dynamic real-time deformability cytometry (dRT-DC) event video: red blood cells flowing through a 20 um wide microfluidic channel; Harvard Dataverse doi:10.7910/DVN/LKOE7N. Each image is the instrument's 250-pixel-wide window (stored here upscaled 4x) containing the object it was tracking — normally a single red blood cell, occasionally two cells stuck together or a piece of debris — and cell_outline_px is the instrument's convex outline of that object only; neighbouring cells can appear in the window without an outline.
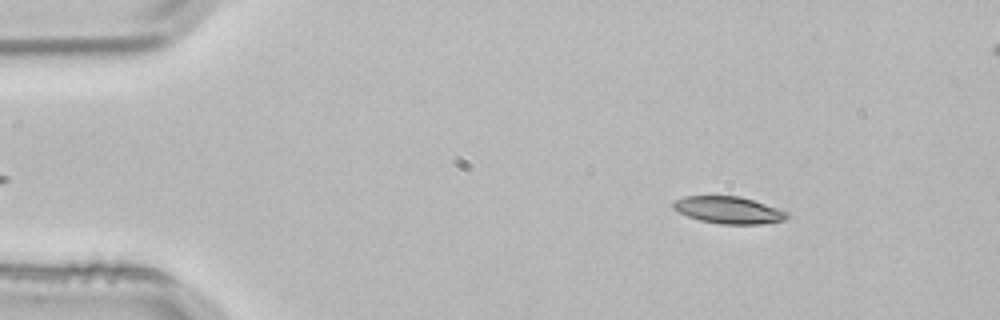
{"species": "common noctule bat (a hibernating species)", "species_latin": "Nyctalus noctula", "temperature_condition": "room temperature", "stored_images_in_passage": 3, "camera_frame_rate_fps": 3000, "um_per_image_px": 0.085, "animal": {"sex": "male", "body_mass_g": 21.5, "forearm_length_mm": 52.0}, "frame": {"image": 1, "passage_image": 1, "time_ms": 0.0, "image_size_px": [1000, 320], "cell_outline_px": [[788, 216], [784, 220], [760, 224], [720, 224], [700, 220], [688, 216], [672, 208], [672, 204], [676, 200], [684, 196], [740, 196], [788, 212]], "centroid_in_image_um": [61.91, 17.85], "position_along_channel_um": 23.1, "area_um2": 17.69}}